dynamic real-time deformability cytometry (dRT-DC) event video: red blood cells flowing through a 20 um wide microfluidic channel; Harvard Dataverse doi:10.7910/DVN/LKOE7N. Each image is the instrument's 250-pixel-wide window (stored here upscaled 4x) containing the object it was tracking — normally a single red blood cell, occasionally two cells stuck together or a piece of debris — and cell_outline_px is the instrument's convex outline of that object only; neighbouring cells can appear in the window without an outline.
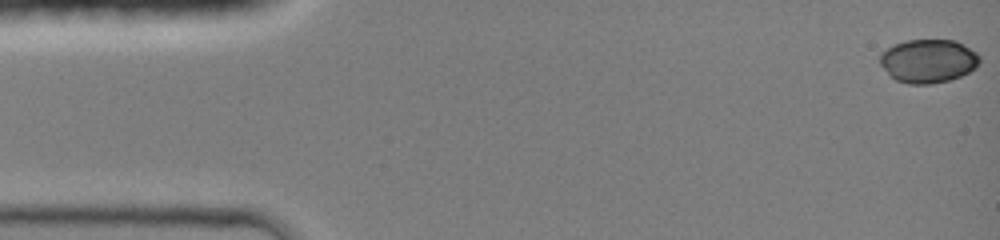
{"species": "common noctule bat (a hibernating species)", "species_latin": "Nyctalus noctula", "temperature_condition": "room temperature", "stored_images_in_passage": 32, "camera_frame_rate_fps": 3000, "um_per_image_px": 0.085, "animal": {"sex": "female", "body_mass_g": 19.0, "forearm_length_mm": 51.5}, "frame": {"image": 1, "passage_image": 1, "time_ms": 0.0, "image_size_px": [1000, 240], "cell_outline_px": [[980, 60], [976, 68], [960, 76], [948, 80], [928, 84], [908, 84], [896, 80], [880, 64], [880, 56], [888, 48], [896, 44], [908, 40], [956, 40], [976, 52], [980, 56]], "centroid_in_image_um": [78.93, 5.18], "position_along_channel_um": 6.1, "area_um2": 24.97}}
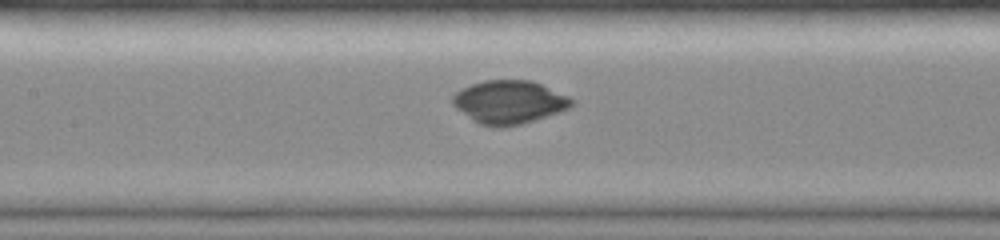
{"frame": {"image": 2, "passage_image": 18, "time_ms": 6.667, "image_size_px": [1000, 240], "cell_outline_px": [[576, 104], [560, 112], [520, 124], [496, 128], [492, 128], [480, 124], [472, 120], [456, 108], [452, 104], [452, 96], [460, 88], [484, 80], [532, 80], [568, 96], [576, 100]], "centroid_in_image_um": [43.27, 8.68], "position_along_channel_um": 164.1, "area_um2": 30.17}}
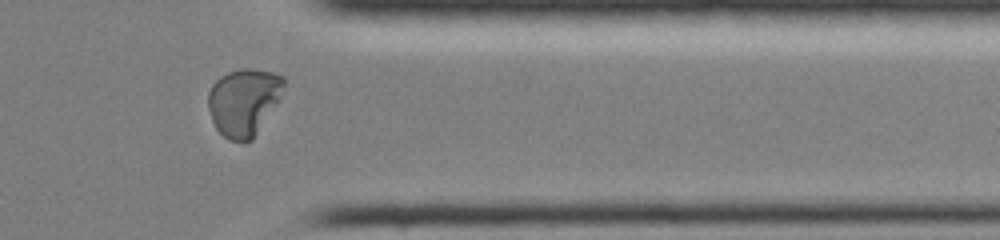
{"frame": {"image": 3, "passage_image": 30, "time_ms": 12.0, "image_size_px": [1000, 240], "cell_outline_px": [[284, 88], [280, 100], [252, 140], [228, 140], [216, 128], [212, 120], [208, 108], [208, 92], [212, 84], [220, 76], [228, 72], [244, 68], [248, 68], [272, 72], [284, 76]], "centroid_in_image_um": [20.73, 8.64], "position_along_channel_um": 390.7, "area_um2": 29.71}, "authors_computed_cell_mechanics": {"area_um2": 28.5532, "velocity_mm_per_s": 4.2536, "shape_relaxation_time_tau1_ms": 9.6854, "shape_relaxation_time_tau2_ms": 3.1969, "deformation_change_tau1": 0.3636, "deformation_change_tau2": 0.0345}}